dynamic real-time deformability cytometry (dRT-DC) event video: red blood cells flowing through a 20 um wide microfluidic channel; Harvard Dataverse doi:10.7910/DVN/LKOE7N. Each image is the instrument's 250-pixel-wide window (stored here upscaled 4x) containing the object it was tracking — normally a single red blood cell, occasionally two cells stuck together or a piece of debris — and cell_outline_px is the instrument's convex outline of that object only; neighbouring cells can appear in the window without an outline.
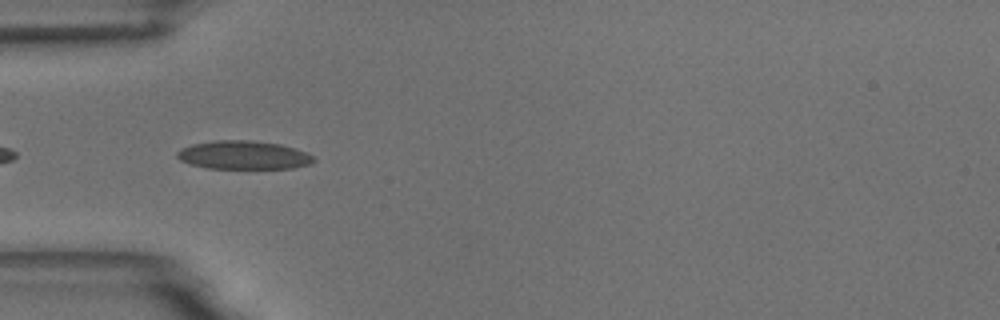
{"species": "common noctule bat (a hibernating species)", "species_latin": "Nyctalus noctula", "temperature_condition": "room temperature", "stored_images_in_passage": 8, "camera_frame_rate_fps": 3000, "um_per_image_px": 0.085, "animal": {"sex": "male", "body_mass_g": 18.8}, "frame": {"image": 1, "passage_image": 3, "time_ms": 0.667, "image_size_px": [1000, 320], "cell_outline_px": [[316, 160], [308, 164], [292, 168], [208, 168], [192, 164], [180, 160], [176, 156], [176, 152], [180, 148], [192, 144], [212, 140], [252, 140], [280, 144], [308, 152]], "centroid_in_image_um": [20.68, 13.17], "position_along_channel_um": 64.3, "area_um2": 22.66}}